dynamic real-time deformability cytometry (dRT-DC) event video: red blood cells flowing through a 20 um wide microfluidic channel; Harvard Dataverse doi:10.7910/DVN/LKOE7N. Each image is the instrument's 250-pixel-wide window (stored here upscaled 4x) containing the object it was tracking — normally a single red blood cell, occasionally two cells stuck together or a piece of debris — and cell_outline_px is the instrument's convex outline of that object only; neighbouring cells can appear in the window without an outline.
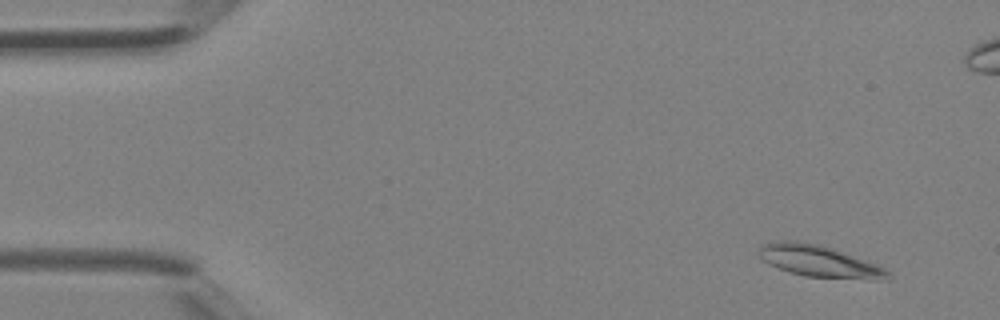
{"species": "Egyptian fruit bat (a non-hibernating species)", "species_latin": "Rousettus aegyptiacus", "temperature_condition": "room temperature", "stored_images_in_passage": 7, "camera_frame_rate_fps": 3000, "um_per_image_px": 0.085, "animal": {"sex": "female"}, "frame": {"image": 1, "passage_image": 1, "time_ms": 0.0, "image_size_px": [1000, 320], "cell_outline_px": [[888, 280], [876, 280], [804, 276], [788, 272], [768, 264], [756, 252], [764, 244], [776, 240], [796, 240], [824, 244], [876, 264], [884, 268], [888, 272]], "centroid_in_image_um": [69.6, 22.18], "position_along_channel_um": 15.4, "area_um2": 24.1}}